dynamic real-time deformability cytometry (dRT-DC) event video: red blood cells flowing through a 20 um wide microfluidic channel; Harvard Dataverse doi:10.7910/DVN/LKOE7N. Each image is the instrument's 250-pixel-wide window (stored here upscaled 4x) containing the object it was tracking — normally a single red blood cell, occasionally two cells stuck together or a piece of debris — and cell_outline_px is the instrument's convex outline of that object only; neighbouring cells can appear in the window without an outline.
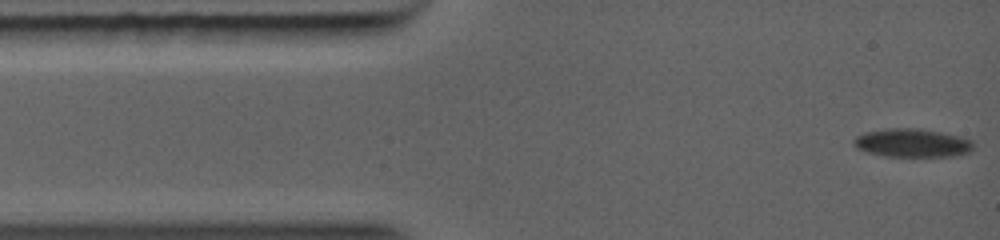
{"species": "common noctule bat (a hibernating species)", "species_latin": "Nyctalus noctula", "temperature_condition": "warm", "stored_images_in_passage": 75, "camera_frame_rate_fps": 5000, "um_per_image_px": 0.085, "animal": {"sex": "female", "body_mass_g": 19.0, "forearm_length_mm": 56.7}, "frame": {"image": 1, "passage_image": 1, "time_ms": 0.0, "image_size_px": [1000, 240], "cell_outline_px": [[972, 148], [968, 152], [952, 156], [888, 156], [868, 152], [856, 148], [852, 144], [852, 140], [856, 136], [864, 132], [888, 128], [920, 128], [960, 136], [972, 140]], "centroid_in_image_um": [77.49, 12.13], "position_along_channel_um": 7.5, "area_um2": 19.77}}
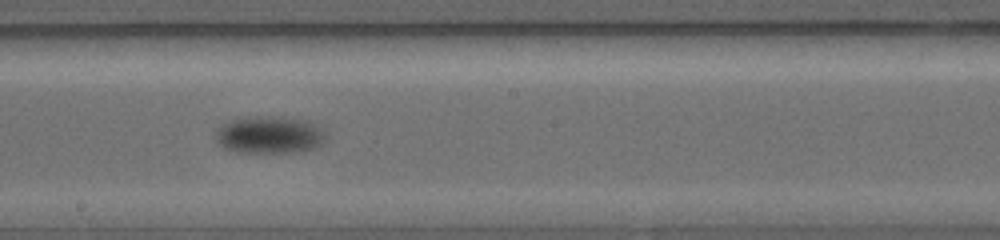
{"frame": {"image": 2, "passage_image": 30, "time_ms": 6.4, "image_size_px": [1000, 240], "cell_outline_px": [[324, 140], [320, 144], [312, 148], [292, 152], [236, 152], [224, 148], [216, 140], [216, 132], [224, 124], [232, 120], [256, 116], [272, 116], [308, 120], [320, 128], [324, 136]], "centroid_in_image_um": [22.88, 11.46], "position_along_channel_um": 225.3, "area_um2": 23.47}}
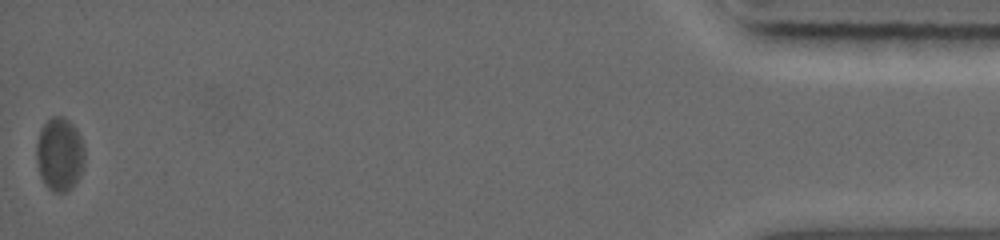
{"frame": {"image": 3, "passage_image": 75, "time_ms": 14.0, "image_size_px": [1000, 240], "cell_outline_px": [[80, 172], [72, 184], [64, 192], [56, 192], [48, 188], [40, 176], [36, 156], [36, 148], [40, 132], [44, 124], [48, 120], [56, 116], [60, 116], [76, 132], [80, 144]], "centroid_in_image_um": [4.95, 13.14], "position_along_channel_um": 430.2, "area_um2": 18.79}}